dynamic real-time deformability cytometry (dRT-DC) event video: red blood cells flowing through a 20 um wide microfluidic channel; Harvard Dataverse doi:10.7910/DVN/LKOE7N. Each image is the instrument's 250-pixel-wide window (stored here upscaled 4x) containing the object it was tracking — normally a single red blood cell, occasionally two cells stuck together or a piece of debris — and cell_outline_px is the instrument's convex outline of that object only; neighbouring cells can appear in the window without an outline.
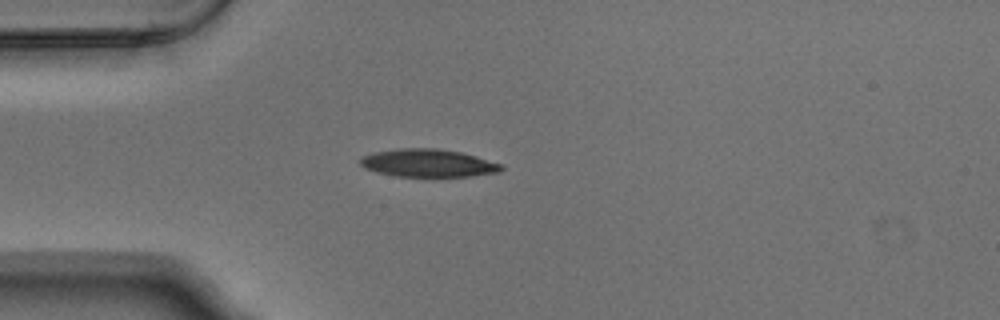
{"species": "Egyptian fruit bat (a non-hibernating species)", "species_latin": "Rousettus aegyptiacus", "temperature_condition": "warm", "stored_images_in_passage": 1, "camera_frame_rate_fps": 3000, "um_per_image_px": 0.085, "animal": {"sex": "male"}, "frame": {"image": 1, "passage_image": 1, "time_ms": 0.0, "image_size_px": [1000, 320], "cell_outline_px": [[504, 168], [500, 172], [472, 176], [392, 176], [376, 172], [364, 168], [360, 164], [360, 160], [364, 156], [372, 152], [396, 148], [436, 148], [460, 152], [476, 156], [504, 164]], "centroid_in_image_um": [36.4, 13.86], "position_along_channel_um": 48.6, "area_um2": 23.06}}